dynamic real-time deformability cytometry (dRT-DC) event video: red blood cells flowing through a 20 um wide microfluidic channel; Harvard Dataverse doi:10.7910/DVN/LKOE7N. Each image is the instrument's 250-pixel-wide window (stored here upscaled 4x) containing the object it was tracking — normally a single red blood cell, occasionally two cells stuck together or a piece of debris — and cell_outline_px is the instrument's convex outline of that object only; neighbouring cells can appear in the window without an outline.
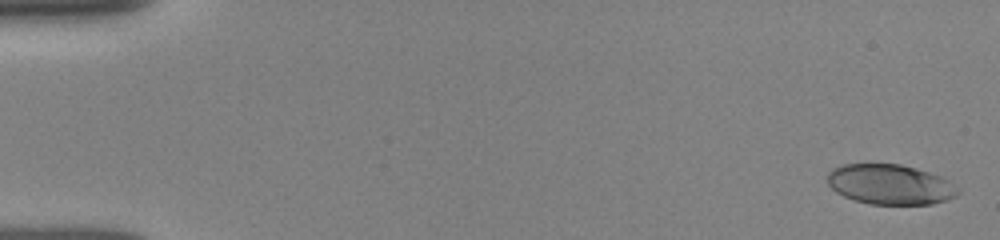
{"species": "human", "species_latin": "Homo sapiens", "temperature_condition": "room temperature", "stored_images_in_passage": 51, "camera_frame_rate_fps": 3000, "um_per_image_px": 0.085, "donor": {"sex": "female"}, "frame": {"image": 1, "passage_image": 1, "time_ms": 0.0, "image_size_px": [1000, 240], "cell_outline_px": [[960, 192], [956, 196], [932, 204], [868, 204], [844, 196], [836, 192], [828, 184], [828, 172], [832, 168], [844, 164], [900, 164], [916, 168], [940, 176], [948, 180], [960, 188]], "centroid_in_image_um": [75.67, 15.67], "position_along_channel_um": 9.3, "area_um2": 30.46}}
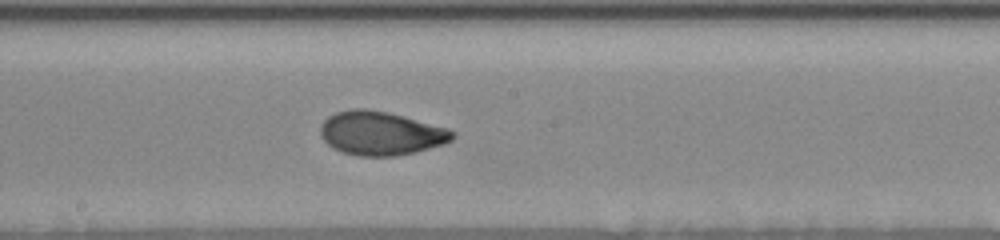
{"frame": {"image": 2, "passage_image": 28, "time_ms": 9.0, "image_size_px": [1000, 240], "cell_outline_px": [[456, 136], [452, 140], [444, 144], [416, 152], [396, 156], [360, 156], [340, 152], [332, 148], [320, 136], [320, 124], [328, 116], [336, 112], [352, 108], [364, 108], [388, 112], [448, 128], [456, 132]], "centroid_in_image_um": [32.36, 11.33], "position_along_channel_um": 215.8, "area_um2": 33.99}}
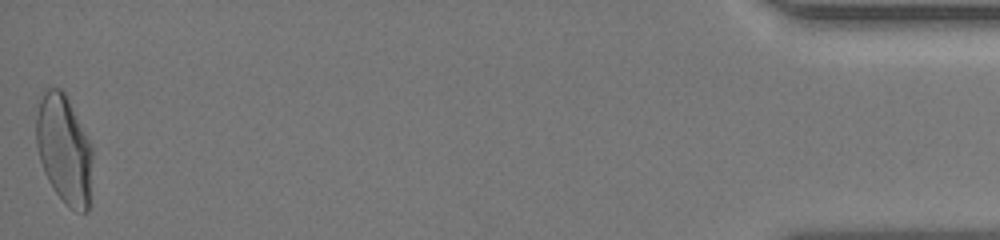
{"frame": {"image": 3, "passage_image": 51, "time_ms": 16.667, "image_size_px": [1000, 240], "cell_outline_px": [[92, 156], [88, 212], [80, 212], [72, 208], [56, 192], [48, 180], [44, 172], [40, 160], [36, 144], [36, 116], [40, 100], [48, 84], [60, 88], [64, 92], [92, 148]], "centroid_in_image_um": [5.42, 12.66], "position_along_channel_um": 429.8, "area_um2": 35.08}, "authors_computed_cell_mechanics": {"area_um2": 32.8304, "velocity_mm_per_s": 3.9157, "shape_relaxation_time_tau1_ms": 5.7532, "shape_relaxation_time_tau2_ms": 0.7508, "deformation_change_tau1": 0.2057, "deformation_change_tau2": 0.0483}}